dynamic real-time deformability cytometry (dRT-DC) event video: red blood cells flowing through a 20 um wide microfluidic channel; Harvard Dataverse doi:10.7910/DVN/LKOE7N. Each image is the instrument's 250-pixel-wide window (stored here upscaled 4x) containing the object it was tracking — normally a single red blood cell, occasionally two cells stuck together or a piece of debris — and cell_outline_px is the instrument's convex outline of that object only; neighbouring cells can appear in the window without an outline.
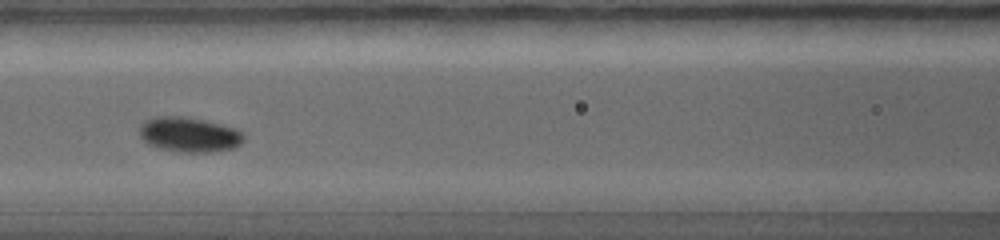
{"species": "common noctule bat (a hibernating species)", "species_latin": "Nyctalus noctula", "temperature_condition": "warm", "stored_images_in_passage": 9, "camera_frame_rate_fps": 5000, "um_per_image_px": 0.085, "animal": {"sex": "female", "body_mass_g": 19.0, "forearm_length_mm": 56.7}, "frame": {"image": 1, "passage_image": 6, "time_ms": 3.2, "image_size_px": [1000, 240], "cell_outline_px": [[240, 144], [232, 148], [208, 152], [188, 152], [164, 148], [140, 136], [140, 128], [148, 120], [196, 120], [216, 124], [240, 132]], "centroid_in_image_um": [16.14, 11.52], "position_along_channel_um": 150.5, "area_um2": 18.44}}
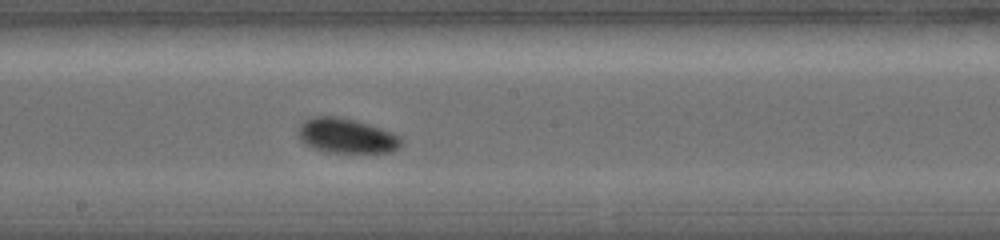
{"frame": {"image": 2, "passage_image": 8, "time_ms": 4.4, "image_size_px": [1000, 240], "cell_outline_px": [[400, 144], [396, 148], [388, 152], [336, 152], [320, 148], [312, 144], [300, 132], [304, 124], [308, 120], [320, 116], [328, 116], [348, 120], [364, 124], [388, 132], [396, 136], [400, 140]], "centroid_in_image_um": [29.55, 11.56], "position_along_channel_um": 218.7, "area_um2": 18.5}}
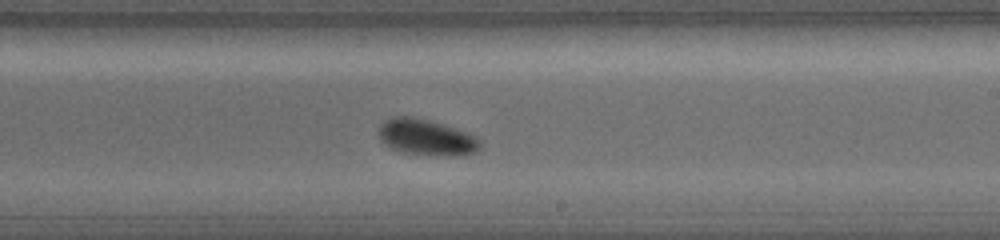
{"frame": {"image": 3, "passage_image": 9, "time_ms": 5.0, "image_size_px": [1000, 240], "cell_outline_px": [[476, 148], [472, 152], [412, 152], [392, 148], [384, 140], [380, 132], [380, 128], [388, 120], [420, 120], [436, 124], [460, 132], [468, 136], [476, 144]], "centroid_in_image_um": [36.11, 11.67], "position_along_channel_um": 252.9, "area_um2": 17.11}}